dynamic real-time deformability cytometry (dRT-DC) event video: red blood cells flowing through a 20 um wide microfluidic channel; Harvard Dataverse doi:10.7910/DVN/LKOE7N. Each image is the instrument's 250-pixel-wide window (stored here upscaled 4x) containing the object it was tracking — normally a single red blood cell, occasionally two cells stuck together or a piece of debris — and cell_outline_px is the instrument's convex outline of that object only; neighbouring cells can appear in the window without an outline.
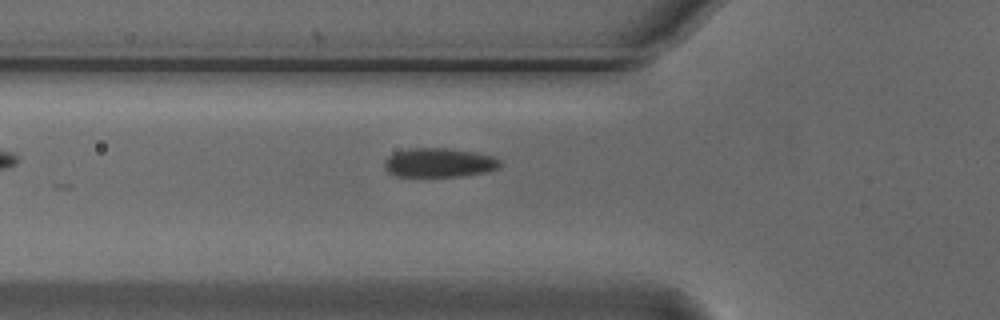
{"species": "Egyptian fruit bat (a non-hibernating species)", "species_latin": "Rousettus aegyptiacus", "temperature_condition": "cold", "stored_images_in_passage": 6, "camera_frame_rate_fps": 3000, "um_per_image_px": 0.085, "animal": {"sex": "male"}, "frame": {"image": 1, "passage_image": 2, "time_ms": 0.333, "image_size_px": [1000, 320], "cell_outline_px": [[504, 164], [500, 168], [488, 172], [460, 176], [396, 176], [388, 172], [384, 168], [384, 160], [388, 156], [396, 152], [408, 148], [444, 148], [476, 152], [492, 156], [500, 160]], "centroid_in_image_um": [37.35, 13.83], "position_along_channel_um": 88.4, "area_um2": 19.83}}